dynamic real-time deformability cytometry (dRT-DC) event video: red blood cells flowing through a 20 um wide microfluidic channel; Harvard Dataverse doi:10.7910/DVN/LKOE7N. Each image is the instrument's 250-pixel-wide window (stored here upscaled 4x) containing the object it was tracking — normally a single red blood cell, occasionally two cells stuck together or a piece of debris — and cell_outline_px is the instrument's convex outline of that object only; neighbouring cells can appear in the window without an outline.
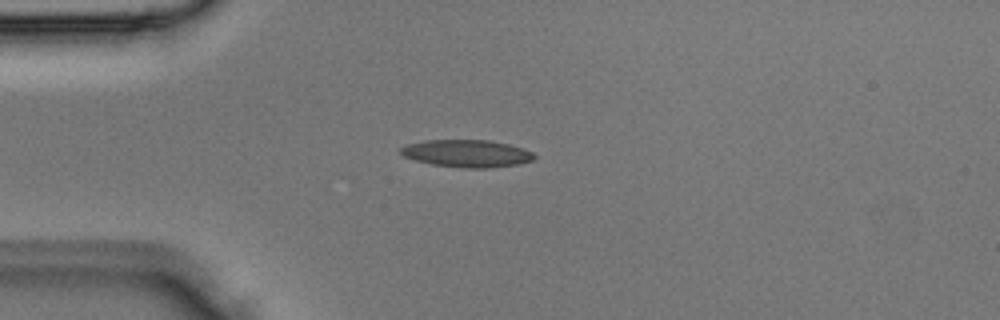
{"species": "Egyptian fruit bat (a non-hibernating species)", "species_latin": "Rousettus aegyptiacus", "temperature_condition": "room temperature", "stored_images_in_passage": 3, "camera_frame_rate_fps": 3000, "um_per_image_px": 0.085, "animal": {"sex": "male"}, "frame": {"image": 1, "passage_image": 2, "time_ms": 0.333, "image_size_px": [1000, 320], "cell_outline_px": [[536, 156], [532, 160], [520, 164], [488, 168], [464, 168], [432, 164], [416, 160], [404, 156], [400, 152], [400, 148], [408, 144], [424, 140], [488, 140], [508, 144], [532, 152]], "centroid_in_image_um": [39.68, 13.04], "position_along_channel_um": 45.3, "area_um2": 21.15}}
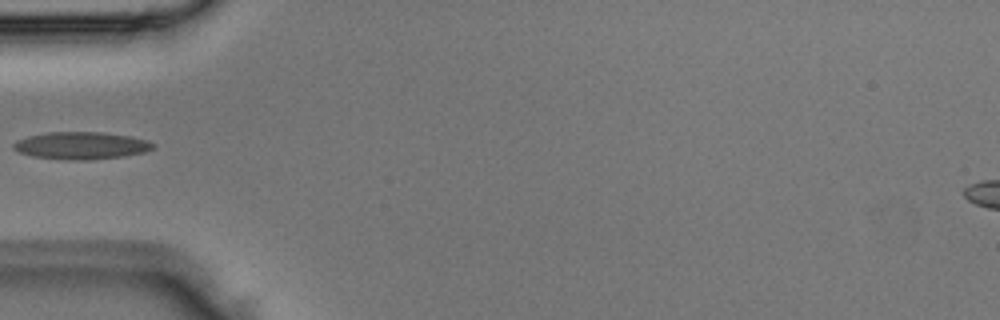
{"frame": {"image": 2, "passage_image": 3, "time_ms": 0.667, "image_size_px": [1000, 320], "cell_outline_px": [[156, 144], [152, 148], [144, 152], [120, 156], [32, 156], [20, 152], [12, 148], [12, 144], [16, 140], [28, 136], [48, 132], [104, 132], [132, 136], [148, 140]], "centroid_in_image_um": [6.92, 12.28], "position_along_channel_um": 78.1, "area_um2": 20.69}}